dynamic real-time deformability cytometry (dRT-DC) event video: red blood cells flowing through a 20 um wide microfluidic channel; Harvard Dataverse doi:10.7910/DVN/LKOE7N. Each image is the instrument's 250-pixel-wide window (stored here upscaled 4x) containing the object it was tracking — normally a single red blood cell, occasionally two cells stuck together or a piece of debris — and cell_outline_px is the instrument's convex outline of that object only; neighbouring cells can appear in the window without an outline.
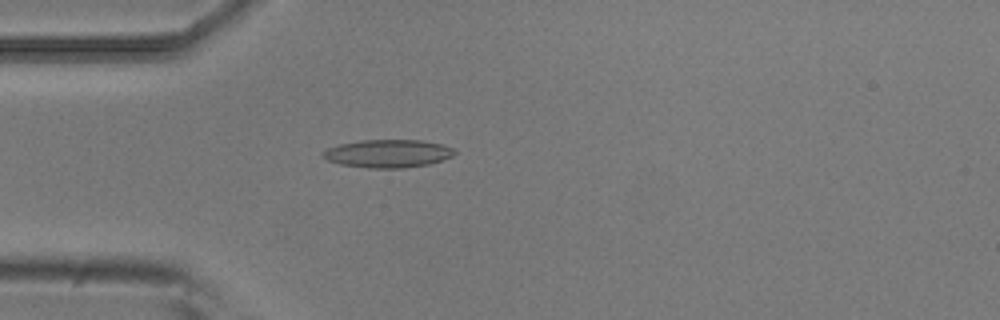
{"species": "common noctule bat (a hibernating species)", "species_latin": "Nyctalus noctula", "temperature_condition": "room temperature", "stored_images_in_passage": 5, "camera_frame_rate_fps": 3000, "um_per_image_px": 0.085, "animal": {"sex": "male", "body_mass_g": 20.5, "forearm_length_mm": 52.5}, "frame": {"image": 1, "passage_image": 5, "time_ms": 1.333, "image_size_px": [1000, 320], "cell_outline_px": [[456, 152], [452, 156], [428, 164], [404, 168], [368, 168], [340, 164], [328, 160], [320, 152], [328, 148], [340, 144], [360, 140], [420, 140], [440, 144], [452, 148]], "centroid_in_image_um": [32.94, 13.05], "position_along_channel_um": 52.1, "area_um2": 21.27}}